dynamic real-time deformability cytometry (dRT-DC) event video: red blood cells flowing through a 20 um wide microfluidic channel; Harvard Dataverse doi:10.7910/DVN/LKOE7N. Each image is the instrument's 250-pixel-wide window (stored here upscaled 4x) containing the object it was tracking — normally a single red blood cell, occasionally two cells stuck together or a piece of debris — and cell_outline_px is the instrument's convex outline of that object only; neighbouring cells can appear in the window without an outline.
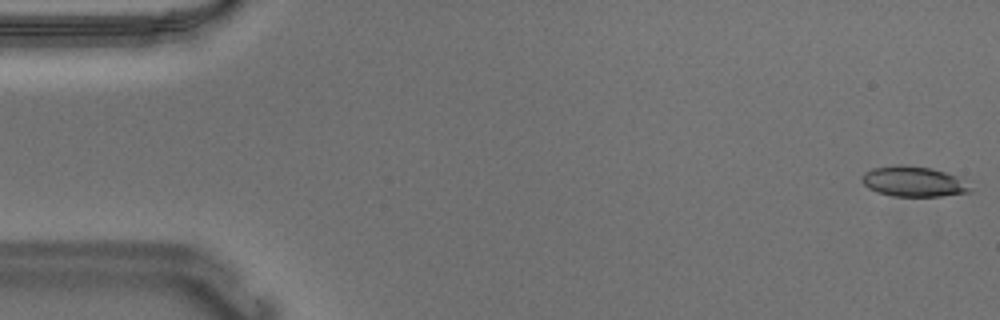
{"species": "Egyptian fruit bat (a non-hibernating species)", "species_latin": "Rousettus aegyptiacus", "temperature_condition": "warm", "stored_images_in_passage": 54, "camera_frame_rate_fps": 3000, "um_per_image_px": 0.085, "animal": {"sex": "male"}, "frame": {"image": 1, "passage_image": 1, "time_ms": 0.0, "image_size_px": [1000, 320], "cell_outline_px": [[972, 192], [940, 196], [892, 196], [876, 192], [868, 188], [860, 180], [860, 176], [864, 172], [872, 168], [896, 164], [900, 164], [932, 168], [956, 176], [972, 188]], "centroid_in_image_um": [77.59, 15.42], "position_along_channel_um": 7.4, "area_um2": 19.25}}
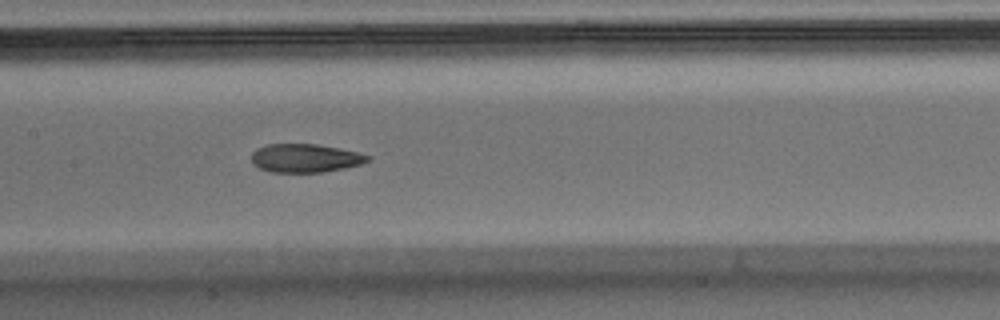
{"frame": {"image": 2, "passage_image": 26, "time_ms": 8.333, "image_size_px": [1000, 320], "cell_outline_px": [[368, 160], [360, 164], [344, 168], [324, 172], [272, 172], [260, 168], [252, 164], [252, 152], [256, 148], [268, 144], [316, 144], [356, 152], [368, 156]], "centroid_in_image_um": [25.87, 13.44], "position_along_channel_um": 181.5, "area_um2": 19.02}}
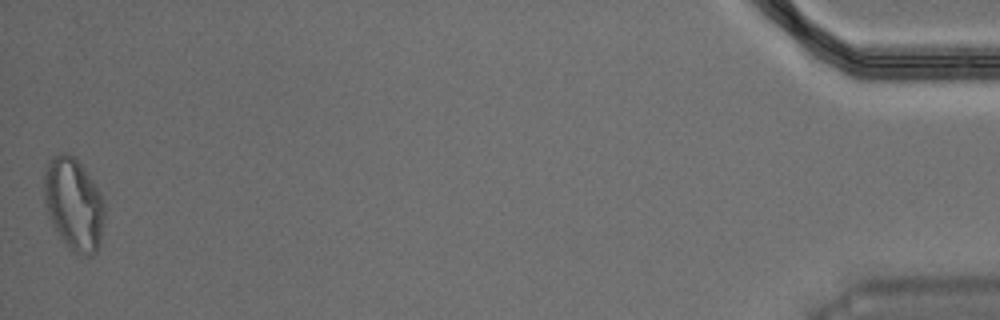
{"frame": {"image": 3, "passage_image": 54, "time_ms": 17.667, "image_size_px": [1000, 320], "cell_outline_px": [[104, 216], [100, 240], [96, 252], [92, 256], [88, 256], [76, 252], [64, 240], [52, 224], [48, 216], [44, 204], [44, 172], [52, 156], [60, 152], [68, 152], [80, 164], [100, 192], [104, 200]], "centroid_in_image_um": [6.25, 17.32], "position_along_channel_um": 428.9, "area_um2": 32.08}, "authors_computed_cell_mechanics": {"area_um2": 20.1144, "velocity_mm_per_s": 3.6886, "shape_relaxation_time_tau1_ms": 6.3135, "shape_relaxation_time_tau2_ms": 2.4333, "deformation_change_tau1": 0.1924, "deformation_change_tau2": 0.0947}}